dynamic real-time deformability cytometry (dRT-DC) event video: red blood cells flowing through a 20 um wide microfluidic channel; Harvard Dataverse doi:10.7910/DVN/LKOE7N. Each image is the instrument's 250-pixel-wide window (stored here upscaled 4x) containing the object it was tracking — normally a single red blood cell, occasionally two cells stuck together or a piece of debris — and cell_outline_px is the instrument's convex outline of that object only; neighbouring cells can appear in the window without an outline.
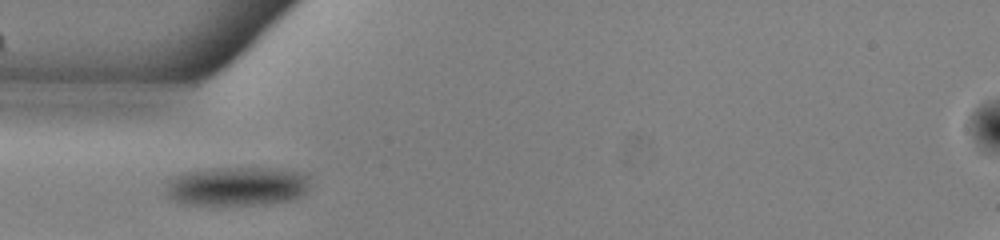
{"species": "common noctule bat (a hibernating species)", "species_latin": "Nyctalus noctula", "temperature_condition": "warm", "stored_images_in_passage": 37, "camera_frame_rate_fps": 3000, "um_per_image_px": 0.085, "animal": {"sex": "male", "body_mass_g": 13.0, "forearm_length_mm": 53.1}, "frame": {"image": 1, "passage_image": 1, "time_ms": 0.0, "image_size_px": [1000, 240], "cell_outline_px": [[308, 188], [300, 196], [292, 200], [272, 204], [180, 204], [164, 196], [164, 192], [168, 184], [176, 176], [188, 172], [212, 168], [280, 168], [308, 172]], "centroid_in_image_um": [20.19, 15.83], "position_along_channel_um": 64.8, "area_um2": 33.12}}
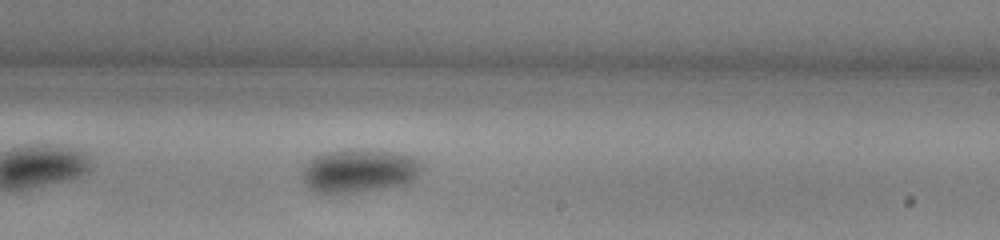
{"frame": {"image": 2, "passage_image": 16, "time_ms": 5.0, "image_size_px": [1000, 240], "cell_outline_px": [[424, 168], [420, 176], [404, 184], [356, 192], [324, 196], [312, 192], [304, 184], [300, 176], [304, 164], [316, 156], [324, 152], [348, 148], [352, 148], [408, 152], [416, 156], [424, 164]], "centroid_in_image_um": [30.53, 14.5], "position_along_channel_um": 258.5, "area_um2": 31.91}}
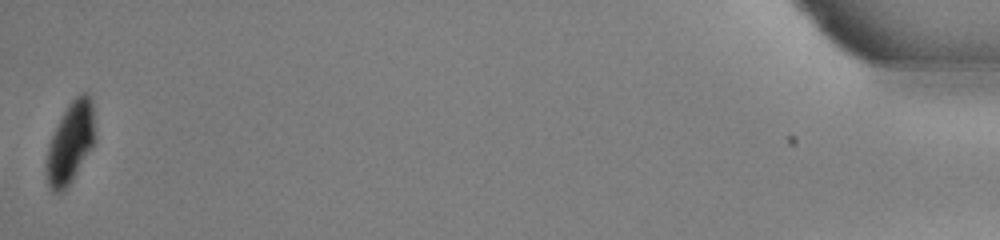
{"frame": {"image": 3, "passage_image": 37, "time_ms": 12.0, "image_size_px": [1000, 240], "cell_outline_px": [[92, 148], [72, 180], [60, 192], [52, 192], [48, 184], [44, 168], [48, 148], [52, 136], [68, 104], [80, 92], [88, 92], [92, 104]], "centroid_in_image_um": [5.94, 12.16], "position_along_channel_um": 429.3, "area_um2": 22.25}, "authors_computed_cell_mechanics": {"area_um2": 29.767, "velocity_mm_per_s": 3.8845, "shape_relaxation_time_tau1_ms": 2.4942, "shape_relaxation_time_tau2_ms": null, "deformation_change_tau1": 0.0754, "deformation_change_tau2": null}}